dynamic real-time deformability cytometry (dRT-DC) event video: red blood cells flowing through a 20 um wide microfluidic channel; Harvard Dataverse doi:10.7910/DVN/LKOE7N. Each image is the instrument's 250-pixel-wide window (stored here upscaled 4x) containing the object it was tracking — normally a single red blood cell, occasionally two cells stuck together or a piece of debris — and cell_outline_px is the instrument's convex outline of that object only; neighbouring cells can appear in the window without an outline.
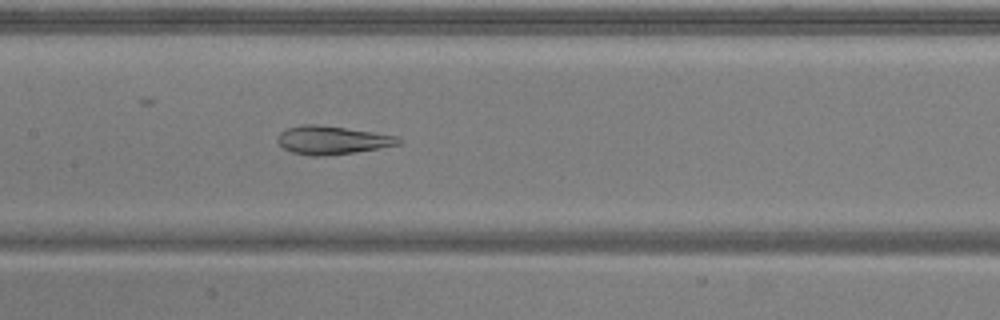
{"species": "common noctule bat (a hibernating species)", "species_latin": "Nyctalus noctula", "temperature_condition": "warm", "stored_images_in_passage": 52, "camera_frame_rate_fps": 3000, "um_per_image_px": 0.085, "animal": {"sex": "male", "body_mass_g": 20.5, "forearm_length_mm": 52.5}, "frame": {"image": 1, "passage_image": 24, "time_ms": 7.667, "image_size_px": [1000, 320], "cell_outline_px": [[404, 140], [400, 144], [380, 148], [356, 152], [324, 156], [308, 156], [292, 152], [284, 148], [276, 140], [276, 136], [280, 132], [288, 128], [304, 124], [316, 124], [400, 136]], "centroid_in_image_um": [28.24, 11.92], "position_along_channel_um": 179.2, "area_um2": 20.06}}
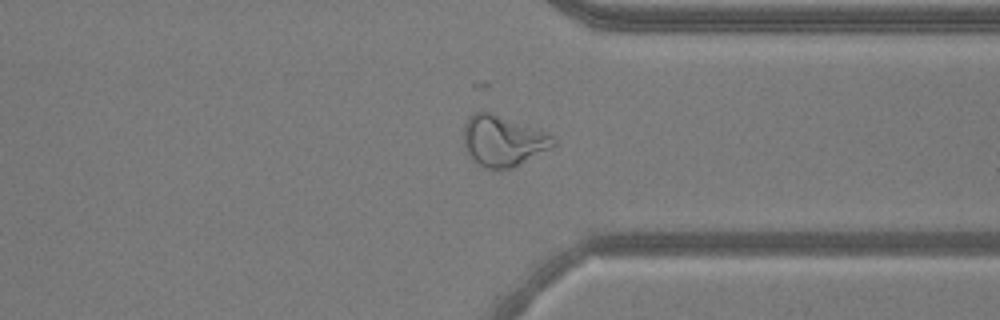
{"frame": {"image": 2, "passage_image": 39, "time_ms": 12.667, "image_size_px": [1000, 320], "cell_outline_px": [[556, 144], [552, 148], [512, 168], [484, 168], [476, 164], [468, 152], [464, 144], [464, 124], [468, 116], [472, 112], [492, 112], [552, 136], [556, 140]], "centroid_in_image_um": [42.72, 11.98], "position_along_channel_um": 368.7, "area_um2": 26.18}}
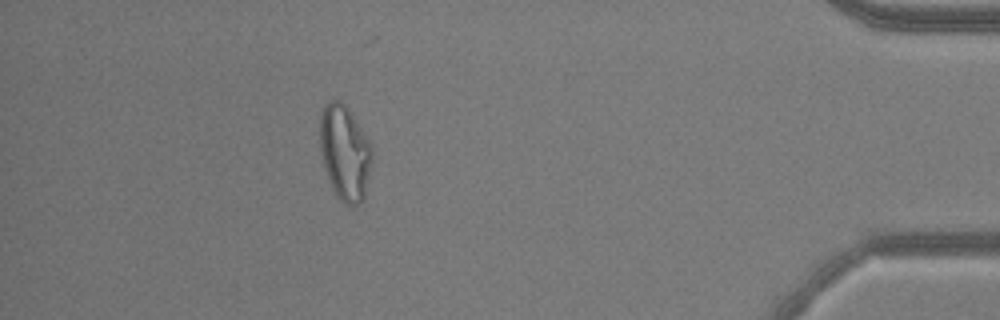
{"frame": {"image": 3, "passage_image": 46, "time_ms": 15.0, "image_size_px": [1000, 320], "cell_outline_px": [[372, 160], [364, 200], [352, 208], [344, 204], [336, 196], [332, 188], [324, 168], [320, 152], [320, 112], [324, 104], [328, 100], [340, 100], [348, 108], [372, 144]], "centroid_in_image_um": [29.3, 12.99], "position_along_channel_um": 405.9, "area_um2": 29.42}, "authors_computed_cell_mechanics": {"area_um2": 27.6862, "velocity_mm_per_s": 3.8469, "shape_relaxation_time_tau1_ms": null, "shape_relaxation_time_tau2_ms": 2.7656, "deformation_change_tau1": null, "deformation_change_tau2": 0.1213}}